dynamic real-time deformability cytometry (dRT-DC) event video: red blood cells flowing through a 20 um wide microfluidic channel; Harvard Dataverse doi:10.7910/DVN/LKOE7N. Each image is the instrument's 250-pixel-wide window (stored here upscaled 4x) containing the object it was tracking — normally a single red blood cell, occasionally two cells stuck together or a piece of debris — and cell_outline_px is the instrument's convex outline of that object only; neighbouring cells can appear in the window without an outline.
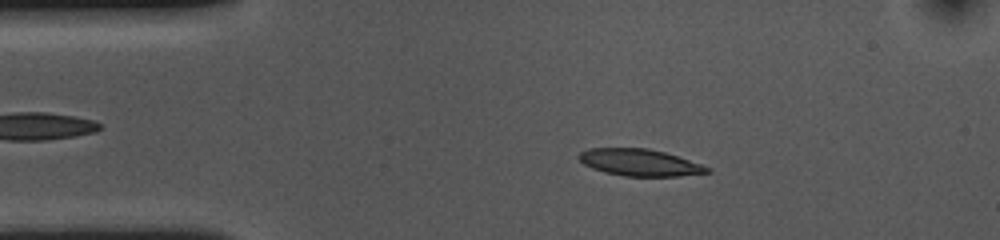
{"species": "common noctule bat (a hibernating species)", "species_latin": "Nyctalus noctula", "temperature_condition": "cold", "stored_images_in_passage": 52, "camera_frame_rate_fps": 3000, "um_per_image_px": 0.085, "animal": {"sex": "female", "body_mass_g": 10.0, "forearm_length_mm": 53.1}, "frame": {"image": 1, "passage_image": 8, "time_ms": 2.333, "image_size_px": [1000, 240], "cell_outline_px": [[712, 172], [680, 176], [624, 176], [604, 172], [592, 168], [584, 164], [576, 156], [580, 152], [588, 148], [648, 148], [664, 152], [712, 168]], "centroid_in_image_um": [54.36, 13.81], "position_along_channel_um": 30.6, "area_um2": 20.06}}
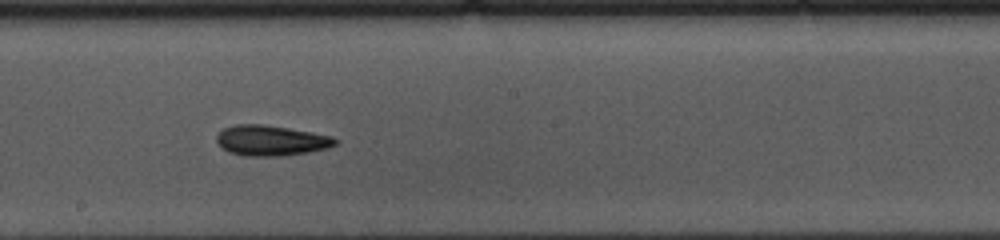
{"frame": {"image": 2, "passage_image": 27, "time_ms": 8.667, "image_size_px": [1000, 240], "cell_outline_px": [[340, 140], [336, 144], [328, 148], [308, 152], [284, 156], [244, 156], [228, 152], [216, 140], [216, 136], [224, 128], [236, 124], [264, 124], [312, 132], [332, 136]], "centroid_in_image_um": [23.07, 11.94], "position_along_channel_um": 225.1, "area_um2": 21.1}}
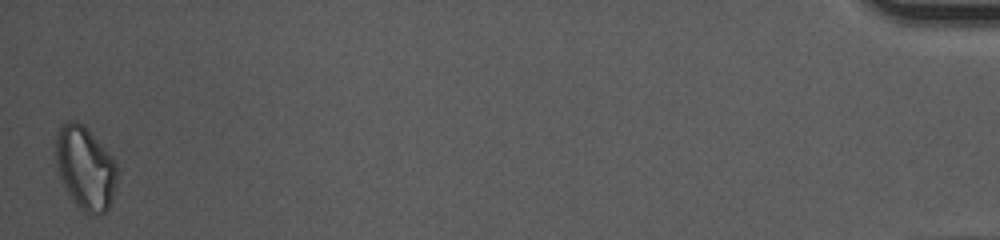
{"frame": {"image": 3, "passage_image": 52, "time_ms": 17.0, "image_size_px": [1000, 240], "cell_outline_px": [[116, 184], [112, 200], [108, 208], [104, 212], [84, 212], [68, 196], [60, 176], [56, 164], [56, 132], [60, 124], [68, 120], [76, 120], [84, 124], [112, 156], [116, 164]], "centroid_in_image_um": [7.22, 14.22], "position_along_channel_um": 428.0, "area_um2": 29.71}, "authors_computed_cell_mechanics": {"area_um2": 20.6057, "velocity_mm_per_s": 3.6221, "shape_relaxation_time_tau1_ms": 6.735, "shape_relaxation_time_tau2_ms": 6.0363, "deformation_change_tau1": 0.1357, "deformation_change_tau2": 0.1449}}